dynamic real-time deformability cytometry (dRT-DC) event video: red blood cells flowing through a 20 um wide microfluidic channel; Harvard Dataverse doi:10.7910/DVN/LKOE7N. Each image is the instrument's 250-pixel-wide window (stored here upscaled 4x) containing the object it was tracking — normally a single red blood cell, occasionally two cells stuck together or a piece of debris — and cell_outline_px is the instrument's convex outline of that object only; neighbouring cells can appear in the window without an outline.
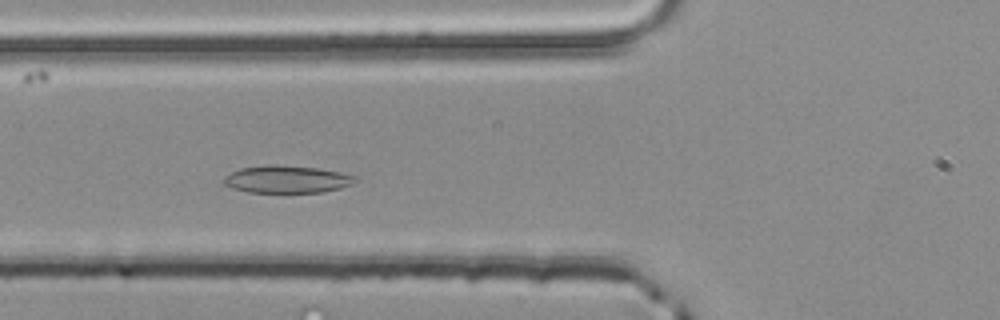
{"species": "common noctule bat (a hibernating species)", "species_latin": "Nyctalus noctula", "temperature_condition": "room temperature", "stored_images_in_passage": 40, "camera_frame_rate_fps": 3000, "um_per_image_px": 0.085, "animal": {"sex": "male", "body_mass_g": 20.4}, "frame": {"image": 1, "passage_image": 12, "time_ms": 3.667, "image_size_px": [1000, 320], "cell_outline_px": [[356, 180], [352, 184], [340, 188], [324, 192], [248, 192], [232, 188], [224, 184], [224, 176], [240, 168], [268, 164], [276, 164], [320, 168], [340, 172], [356, 176]], "centroid_in_image_um": [24.38, 15.23], "position_along_channel_um": 101.4, "area_um2": 21.1}}
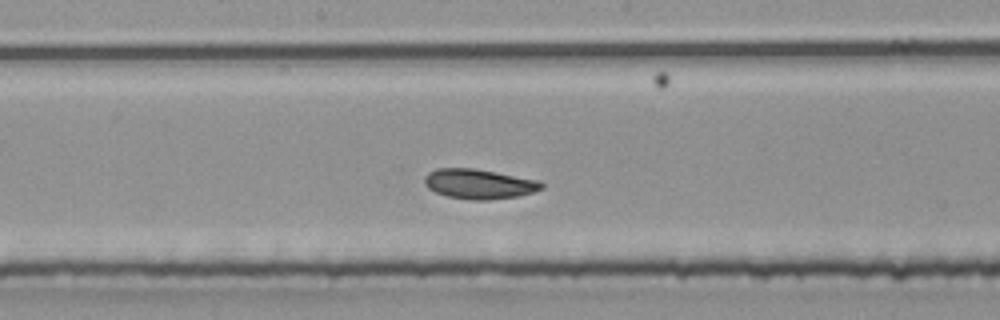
{"frame": {"image": 2, "passage_image": 20, "time_ms": 6.333, "image_size_px": [1000, 320], "cell_outline_px": [[544, 188], [520, 196], [488, 200], [472, 200], [448, 196], [436, 192], [428, 188], [424, 184], [424, 176], [428, 172], [436, 168], [472, 168], [540, 180], [544, 184]], "centroid_in_image_um": [40.72, 15.63], "position_along_channel_um": 207.5, "area_um2": 20.4}}
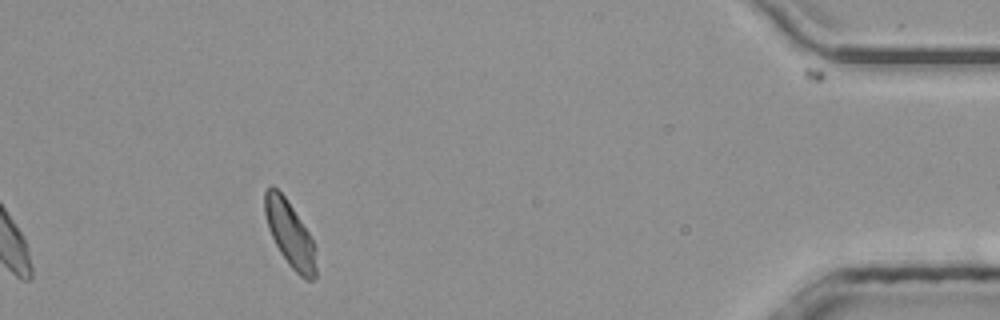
{"frame": {"image": 3, "passage_image": 40, "time_ms": 13.0, "image_size_px": [1000, 320], "cell_outline_px": [[316, 276], [312, 280], [304, 280], [288, 264], [280, 252], [268, 228], [264, 212], [264, 192], [272, 184], [284, 196], [308, 232], [316, 248]], "centroid_in_image_um": [24.64, 19.92], "position_along_channel_um": 410.6, "area_um2": 19.42}, "authors_computed_cell_mechanics": {"area_um2": 20.0566, "velocity_mm_per_s": 3.9667, "shape_relaxation_time_tau1_ms": null, "shape_relaxation_time_tau2_ms": 2.7618, "deformation_change_tau1": null, "deformation_change_tau2": 0.0842}}